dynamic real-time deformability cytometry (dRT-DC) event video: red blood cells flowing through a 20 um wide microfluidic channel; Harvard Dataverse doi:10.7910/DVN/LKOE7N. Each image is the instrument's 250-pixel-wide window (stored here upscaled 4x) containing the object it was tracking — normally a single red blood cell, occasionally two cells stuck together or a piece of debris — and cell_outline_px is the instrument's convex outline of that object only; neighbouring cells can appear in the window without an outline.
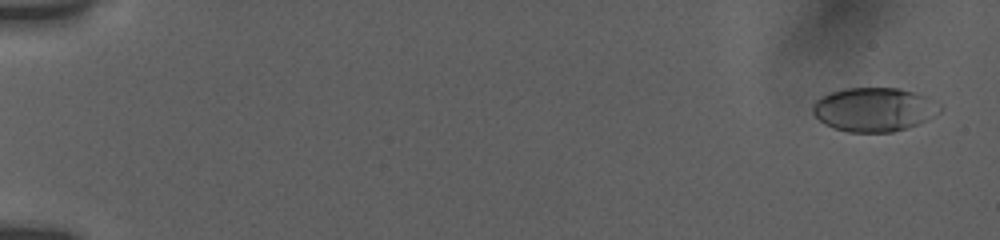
{"species": "human", "species_latin": "Homo sapiens", "temperature_condition": "room temperature", "stored_images_in_passage": 13, "camera_frame_rate_fps": 3000, "um_per_image_px": 0.085, "donor": {"sex": "female"}, "frame": {"image": 1, "passage_image": 1, "time_ms": 0.0, "image_size_px": [1000, 240], "cell_outline_px": [[940, 112], [928, 120], [920, 124], [908, 128], [892, 132], [848, 132], [832, 128], [824, 124], [812, 112], [812, 104], [820, 96], [844, 88], [900, 88], [924, 96], [940, 104]], "centroid_in_image_um": [74.28, 9.32], "position_along_channel_um": 10.7, "area_um2": 32.71}}
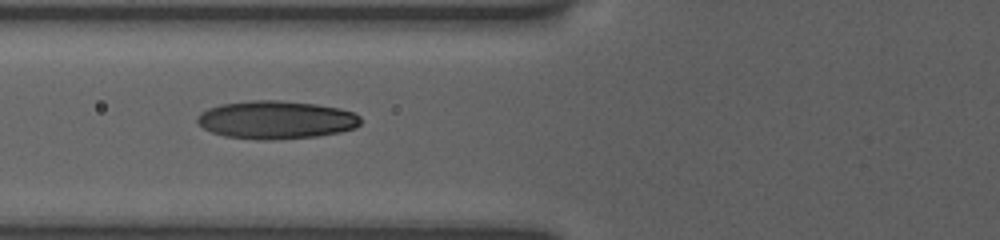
{"frame": {"image": 2, "passage_image": 11, "time_ms": 7.0, "image_size_px": [1000, 240], "cell_outline_px": [[360, 124], [356, 128], [340, 132], [316, 136], [272, 140], [260, 140], [224, 136], [212, 132], [204, 128], [196, 120], [196, 116], [200, 112], [208, 108], [220, 104], [252, 100], [280, 100], [316, 104], [340, 108], [352, 112], [360, 116]], "centroid_in_image_um": [23.46, 10.18], "position_along_channel_um": 102.3, "area_um2": 36.41}}
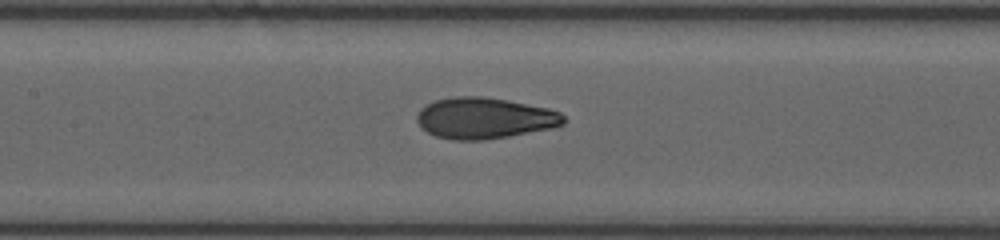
{"frame": {"image": 3, "passage_image": 13, "time_ms": 8.667, "image_size_px": [1000, 240], "cell_outline_px": [[568, 120], [564, 124], [552, 128], [508, 136], [484, 140], [452, 140], [436, 136], [420, 128], [416, 120], [416, 116], [420, 108], [436, 100], [452, 96], [484, 96], [508, 100], [548, 108], [560, 112]], "centroid_in_image_um": [41.18, 10.04], "position_along_channel_um": 166.2, "area_um2": 35.43}}